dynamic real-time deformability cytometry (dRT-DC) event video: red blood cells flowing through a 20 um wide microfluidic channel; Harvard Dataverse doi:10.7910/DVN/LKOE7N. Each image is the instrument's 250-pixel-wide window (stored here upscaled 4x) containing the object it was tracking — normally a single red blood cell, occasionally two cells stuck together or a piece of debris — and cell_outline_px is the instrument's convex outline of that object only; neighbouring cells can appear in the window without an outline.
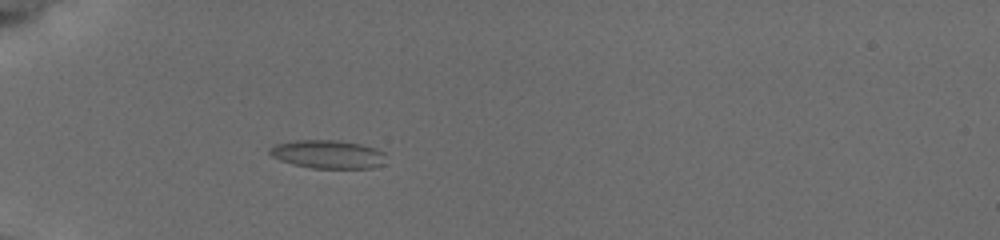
{"species": "common noctule bat (a hibernating species)", "species_latin": "Nyctalus noctula", "temperature_condition": "cold", "stored_images_in_passage": 48, "camera_frame_rate_fps": 3000, "um_per_image_px": 0.085, "animal": {"sex": "female", "body_mass_g": 19.5, "forearm_length_mm": 54.1}, "frame": {"image": 1, "passage_image": 15, "time_ms": 4.667, "image_size_px": [1000, 240], "cell_outline_px": [[384, 164], [372, 168], [312, 168], [292, 164], [280, 160], [272, 156], [268, 152], [276, 144], [296, 140], [332, 140], [360, 144], [376, 148], [384, 152]], "centroid_in_image_um": [27.88, 13.12], "position_along_channel_um": 57.1, "area_um2": 19.07}}
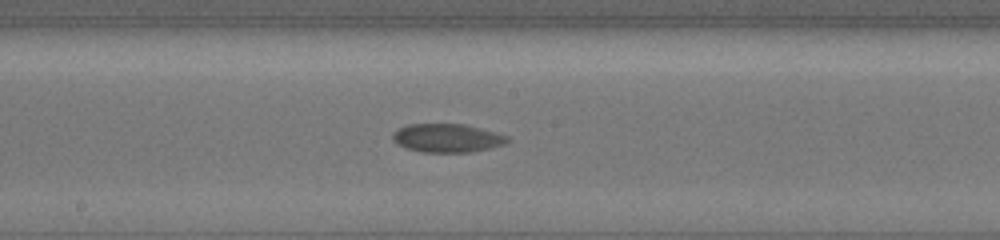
{"frame": {"image": 2, "passage_image": 29, "time_ms": 9.333, "image_size_px": [1000, 240], "cell_outline_px": [[512, 140], [504, 144], [472, 152], [420, 152], [404, 148], [396, 144], [392, 140], [392, 132], [396, 128], [408, 124], [464, 124], [496, 132], [508, 136]], "centroid_in_image_um": [37.96, 11.73], "position_along_channel_um": 210.2, "area_um2": 19.36}}
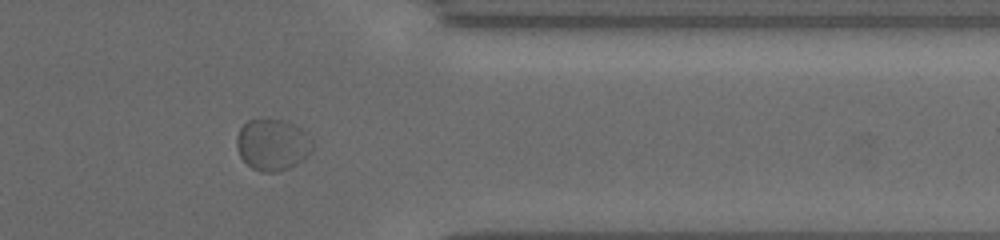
{"frame": {"image": 3, "passage_image": 44, "time_ms": 14.333, "image_size_px": [1000, 240], "cell_outline_px": [[312, 148], [296, 164], [288, 168], [276, 172], [260, 172], [252, 168], [240, 156], [236, 148], [236, 136], [240, 128], [248, 120], [260, 116], [268, 116], [284, 120], [300, 128], [312, 140]], "centroid_in_image_um": [23.09, 12.24], "position_along_channel_um": 388.3, "area_um2": 23.0}, "authors_computed_cell_mechanics": {"area_um2": 19.1607, "velocity_mm_per_s": 3.6823, "shape_relaxation_time_tau1_ms": 2.4101, "shape_relaxation_time_tau2_ms": null, "deformation_change_tau1": 0.0624, "deformation_change_tau2": null}}